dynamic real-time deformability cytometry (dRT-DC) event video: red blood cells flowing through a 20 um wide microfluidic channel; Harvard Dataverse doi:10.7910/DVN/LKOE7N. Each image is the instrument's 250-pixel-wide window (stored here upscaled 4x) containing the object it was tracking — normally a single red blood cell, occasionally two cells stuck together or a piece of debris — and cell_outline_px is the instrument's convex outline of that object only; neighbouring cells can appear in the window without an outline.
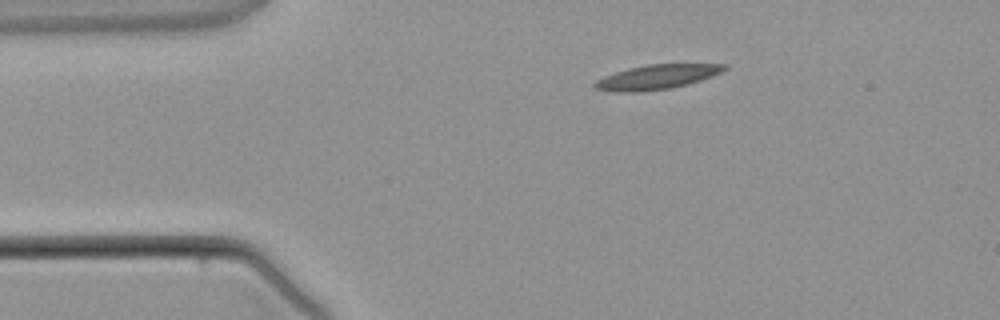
{"species": "common noctule bat (a hibernating species)", "species_latin": "Nyctalus noctula", "temperature_condition": "warm", "stored_images_in_passage": 2, "camera_frame_rate_fps": 3000, "um_per_image_px": 0.085, "animal": {"sex": "male", "body_mass_g": 21.5, "forearm_length_mm": 52.0}, "frame": {"image": 1, "passage_image": 1, "time_ms": 0.0, "image_size_px": [1000, 320], "cell_outline_px": [[728, 68], [712, 76], [688, 84], [672, 88], [636, 92], [616, 92], [592, 88], [592, 84], [596, 80], [604, 76], [628, 68], [648, 64], [728, 64]], "centroid_in_image_um": [55.8, 6.55], "position_along_channel_um": 29.2, "area_um2": 18.55}}